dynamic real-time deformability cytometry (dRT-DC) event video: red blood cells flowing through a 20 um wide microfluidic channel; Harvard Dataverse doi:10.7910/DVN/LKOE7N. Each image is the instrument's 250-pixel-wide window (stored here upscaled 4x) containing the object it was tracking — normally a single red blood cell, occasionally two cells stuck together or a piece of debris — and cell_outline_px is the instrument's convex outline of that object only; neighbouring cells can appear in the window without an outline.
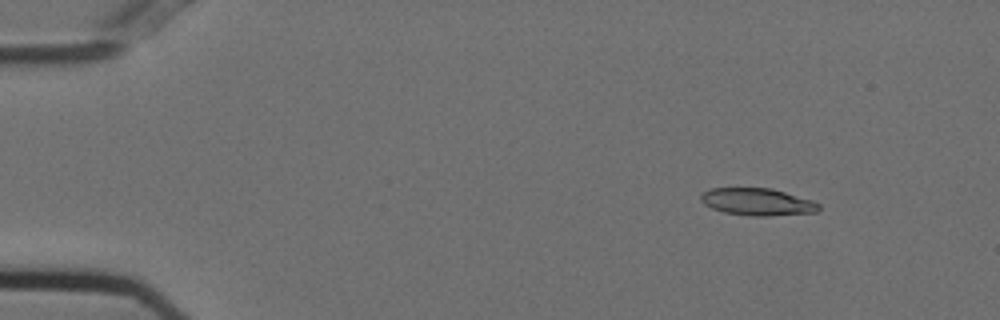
{"species": "Egyptian fruit bat (a non-hibernating species)", "species_latin": "Rousettus aegyptiacus", "temperature_condition": "cold", "stored_images_in_passage": 49, "camera_frame_rate_fps": 3000, "um_per_image_px": 0.085, "animal": {"sex": "female"}, "frame": {"image": 1, "passage_image": 1, "time_ms": 0.0, "image_size_px": [1000, 320], "cell_outline_px": [[820, 208], [816, 212], [768, 216], [752, 216], [724, 212], [712, 208], [704, 204], [700, 200], [700, 196], [708, 188], [772, 188], [812, 200], [820, 204]], "centroid_in_image_um": [64.37, 17.15], "position_along_channel_um": 20.6, "area_um2": 18.73}}
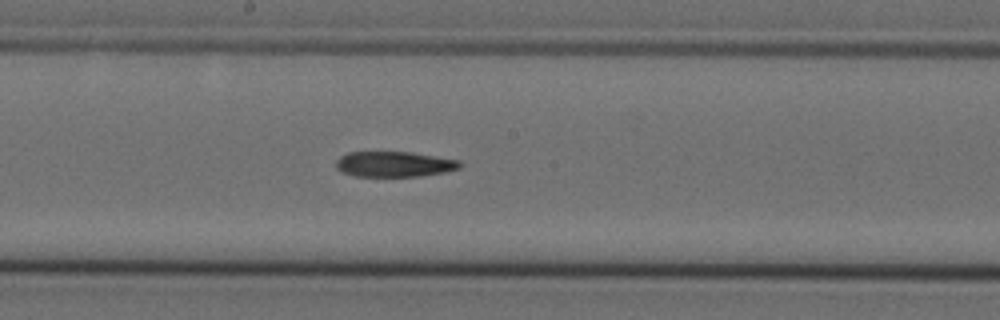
{"frame": {"image": 2, "passage_image": 24, "time_ms": 7.667, "image_size_px": [1000, 320], "cell_outline_px": [[464, 164], [460, 168], [444, 172], [420, 176], [356, 176], [340, 172], [336, 168], [336, 160], [340, 156], [348, 152], [412, 152], [460, 160]], "centroid_in_image_um": [33.52, 13.95], "position_along_channel_um": 214.7, "area_um2": 18.5}}
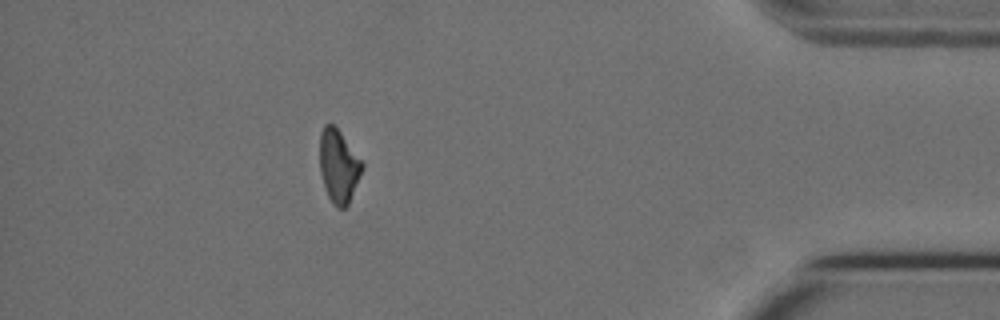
{"frame": {"image": 3, "passage_image": 43, "time_ms": 14.0, "image_size_px": [1000, 320], "cell_outline_px": [[364, 168], [348, 204], [344, 208], [336, 208], [332, 204], [328, 196], [320, 172], [320, 132], [324, 124], [332, 124], [340, 132], [364, 164]], "centroid_in_image_um": [28.78, 14.13], "position_along_channel_um": 406.4, "area_um2": 17.92}}